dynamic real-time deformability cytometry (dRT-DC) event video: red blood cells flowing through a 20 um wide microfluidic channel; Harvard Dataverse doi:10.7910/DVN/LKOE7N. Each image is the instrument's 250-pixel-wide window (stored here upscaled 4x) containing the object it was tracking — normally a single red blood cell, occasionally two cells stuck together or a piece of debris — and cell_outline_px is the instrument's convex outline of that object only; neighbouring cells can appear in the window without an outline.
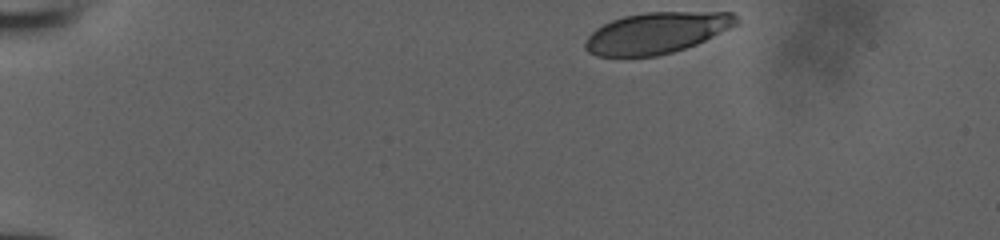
{"species": "human", "species_latin": "Homo sapiens", "temperature_condition": "room temperature", "stored_images_in_passage": 10, "camera_frame_rate_fps": 3000, "um_per_image_px": 0.085, "donor": {"sex": "male"}, "frame": {"image": 1, "passage_image": 1, "time_ms": 0.0, "image_size_px": [1000, 240], "cell_outline_px": [[740, 24], [696, 44], [672, 52], [656, 56], [596, 56], [588, 52], [584, 48], [584, 44], [588, 36], [596, 28], [612, 20], [624, 16], [648, 12], [732, 12], [740, 20]], "centroid_in_image_um": [55.83, 2.79], "position_along_channel_um": 29.2, "area_um2": 36.24}}
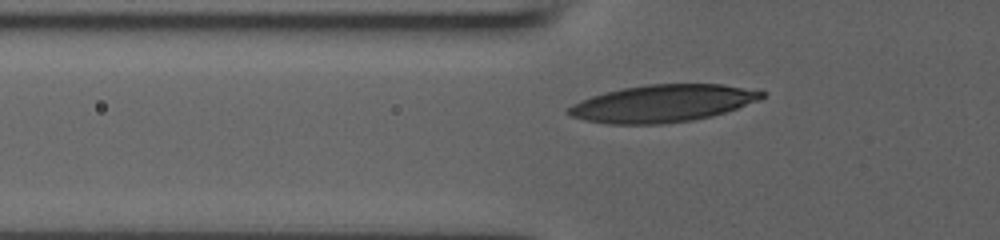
{"frame": {"image": 2, "passage_image": 9, "time_ms": 2.667, "image_size_px": [1000, 240], "cell_outline_px": [[768, 92], [760, 100], [712, 116], [692, 120], [664, 124], [608, 124], [584, 120], [572, 116], [564, 112], [572, 104], [580, 100], [604, 92], [624, 88], [648, 84], [720, 84], [760, 88]], "centroid_in_image_um": [56.38, 8.78], "position_along_channel_um": 69.4, "area_um2": 42.43}}